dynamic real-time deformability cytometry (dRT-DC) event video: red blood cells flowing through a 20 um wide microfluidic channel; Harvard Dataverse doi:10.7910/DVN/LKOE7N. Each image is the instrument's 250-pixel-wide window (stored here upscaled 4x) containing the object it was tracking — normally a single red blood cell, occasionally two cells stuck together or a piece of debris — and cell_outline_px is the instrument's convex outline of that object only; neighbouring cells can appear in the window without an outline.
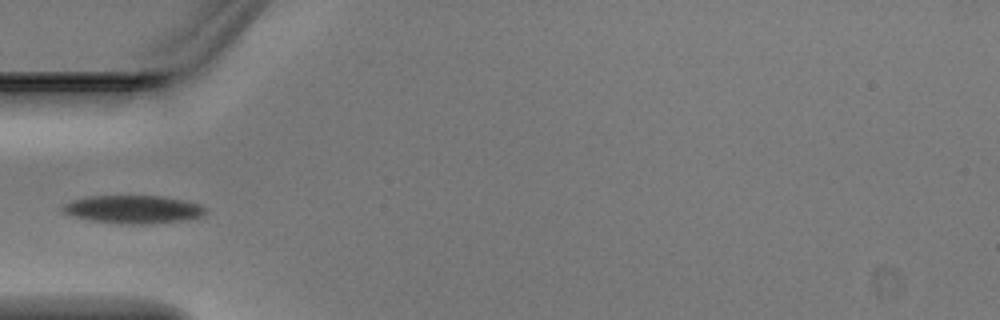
{"species": "Egyptian fruit bat (a non-hibernating species)", "species_latin": "Rousettus aegyptiacus", "temperature_condition": "warm", "stored_images_in_passage": 3, "camera_frame_rate_fps": 3000, "um_per_image_px": 0.085, "animal": {"sex": "male"}, "frame": {"image": 1, "passage_image": 2, "time_ms": 0.333, "image_size_px": [1000, 320], "cell_outline_px": [[208, 212], [204, 216], [188, 220], [148, 224], [120, 224], [92, 220], [72, 216], [64, 212], [60, 208], [64, 204], [72, 200], [92, 196], [164, 196], [188, 200], [200, 204], [208, 208]], "centroid_in_image_um": [11.43, 17.8], "position_along_channel_um": 73.6, "area_um2": 23.76}}
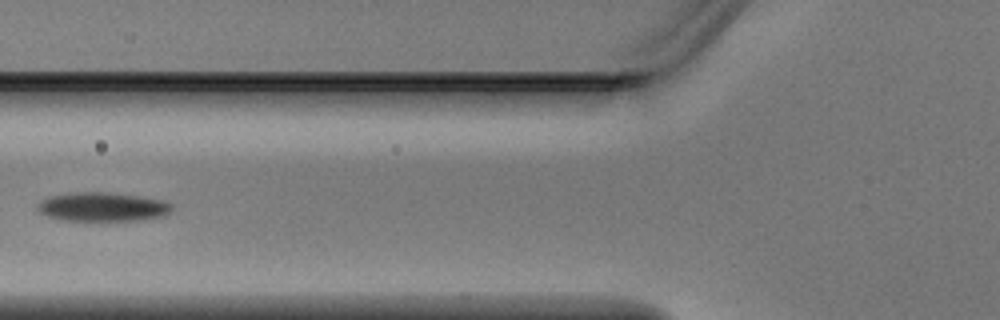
{"frame": {"image": 2, "passage_image": 3, "time_ms": 0.667, "image_size_px": [1000, 320], "cell_outline_px": [[176, 208], [172, 212], [160, 216], [136, 220], [60, 220], [48, 216], [40, 212], [36, 208], [36, 204], [40, 200], [48, 196], [76, 192], [108, 192], [140, 196], [164, 200], [172, 204]], "centroid_in_image_um": [8.72, 17.57], "position_along_channel_um": 117.1, "area_um2": 22.83}}